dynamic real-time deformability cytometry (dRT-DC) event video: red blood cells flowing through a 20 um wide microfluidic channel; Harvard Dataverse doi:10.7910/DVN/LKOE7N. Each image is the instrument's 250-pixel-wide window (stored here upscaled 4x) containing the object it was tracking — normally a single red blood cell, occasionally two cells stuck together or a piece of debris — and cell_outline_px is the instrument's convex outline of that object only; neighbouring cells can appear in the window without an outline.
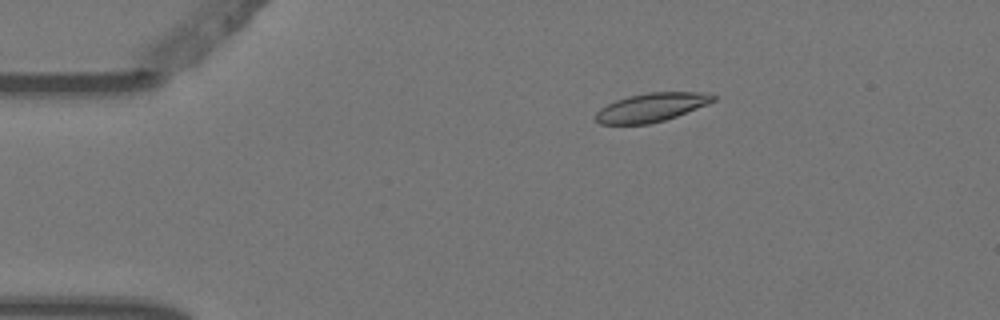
{"species": "Egyptian fruit bat (a non-hibernating species)", "species_latin": "Rousettus aegyptiacus", "temperature_condition": "warm", "stored_images_in_passage": 6, "camera_frame_rate_fps": 3000, "um_per_image_px": 0.085, "animal": {"sex": "female"}, "frame": {"image": 1, "passage_image": 3, "time_ms": 0.667, "image_size_px": [1000, 320], "cell_outline_px": [[716, 100], [708, 104], [676, 116], [664, 120], [648, 124], [600, 124], [596, 120], [596, 112], [600, 108], [616, 100], [628, 96], [648, 92], [708, 92], [716, 96]], "centroid_in_image_um": [55.39, 9.11], "position_along_channel_um": 29.6, "area_um2": 19.59}}
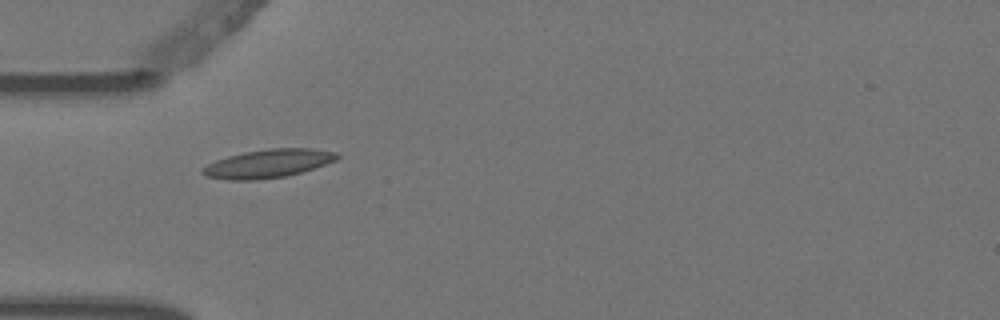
{"frame": {"image": 2, "passage_image": 5, "time_ms": 1.333, "image_size_px": [1000, 320], "cell_outline_px": [[340, 156], [336, 160], [300, 172], [284, 176], [256, 180], [228, 180], [204, 176], [200, 172], [200, 168], [216, 160], [228, 156], [244, 152], [268, 148], [312, 148], [336, 152]], "centroid_in_image_um": [22.73, 13.9], "position_along_channel_um": 62.3, "area_um2": 22.2}}
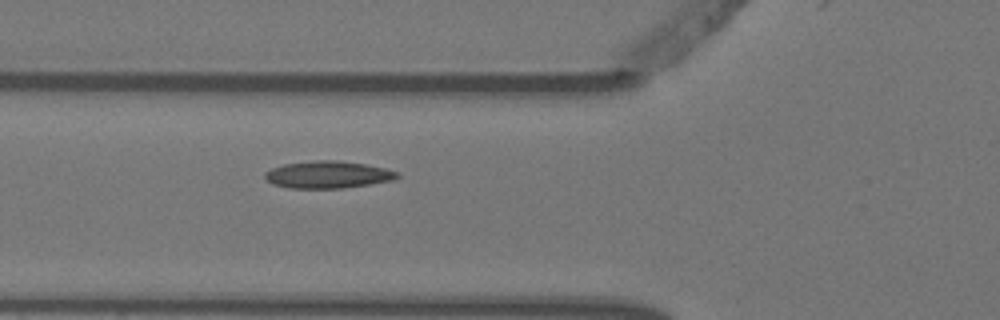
{"frame": {"image": 3, "passage_image": 6, "time_ms": 1.667, "image_size_px": [1000, 320], "cell_outline_px": [[400, 176], [392, 180], [368, 184], [340, 188], [288, 188], [272, 184], [264, 176], [264, 172], [272, 168], [284, 164], [316, 160], [336, 160], [364, 164], [384, 168], [396, 172]], "centroid_in_image_um": [27.82, 14.84], "position_along_channel_um": 98.0, "area_um2": 20.69}}